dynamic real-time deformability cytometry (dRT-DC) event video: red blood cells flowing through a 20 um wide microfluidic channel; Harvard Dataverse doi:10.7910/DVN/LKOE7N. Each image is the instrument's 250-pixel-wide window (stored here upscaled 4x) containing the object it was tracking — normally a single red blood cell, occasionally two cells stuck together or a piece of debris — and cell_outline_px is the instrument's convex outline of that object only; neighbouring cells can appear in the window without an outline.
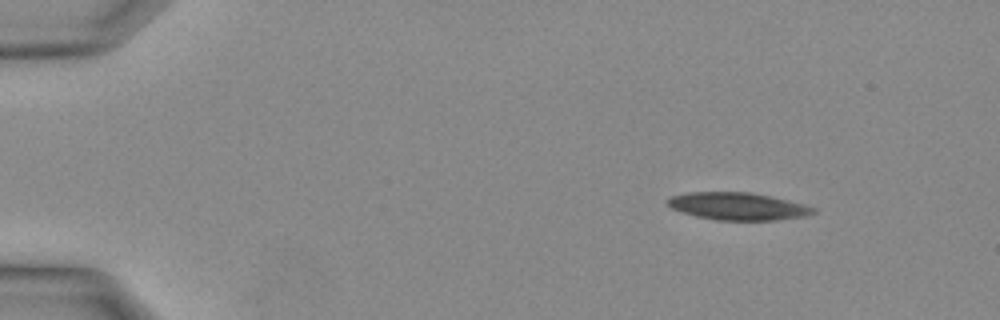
{"species": "Egyptian fruit bat (a non-hibernating species)", "species_latin": "Rousettus aegyptiacus", "temperature_condition": "warm", "stored_images_in_passage": 27, "camera_frame_rate_fps": 3000, "um_per_image_px": 0.085, "animal": {"sex": "female"}, "frame": {"image": 1, "passage_image": 1, "time_ms": 0.0, "image_size_px": [1000, 320], "cell_outline_px": [[816, 212], [804, 216], [776, 220], [716, 220], [696, 216], [672, 208], [668, 204], [668, 196], [688, 192], [752, 192], [772, 196], [804, 204], [816, 208]], "centroid_in_image_um": [62.73, 17.52], "position_along_channel_um": 22.3, "area_um2": 23.29}}
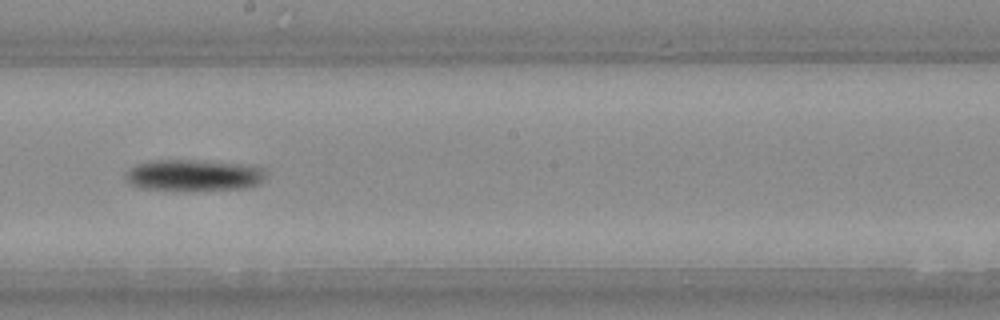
{"frame": {"image": 2, "passage_image": 16, "time_ms": 5.0, "image_size_px": [1000, 320], "cell_outline_px": [[264, 176], [256, 184], [240, 188], [140, 188], [132, 184], [124, 176], [136, 164], [152, 160], [192, 160], [256, 164], [264, 168]], "centroid_in_image_um": [16.5, 14.83], "position_along_channel_um": 231.7, "area_um2": 24.68}}
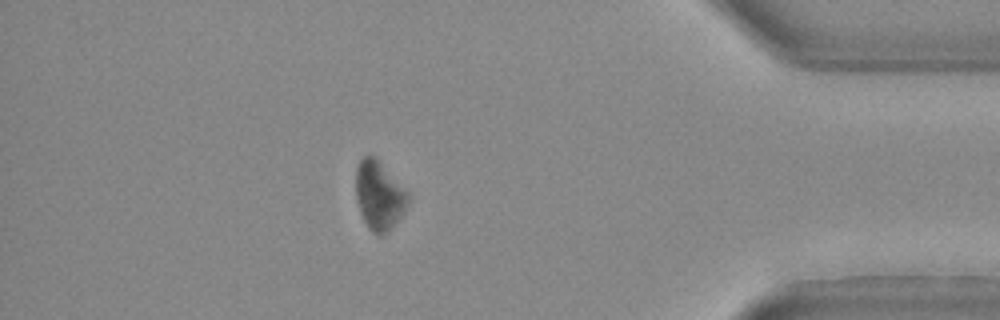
{"frame": {"image": 3, "passage_image": 26, "time_ms": 8.333, "image_size_px": [1000, 320], "cell_outline_px": [[408, 200], [404, 208], [388, 232], [380, 236], [372, 232], [368, 228], [360, 212], [356, 200], [356, 168], [360, 160], [364, 156], [372, 156], [380, 164], [408, 196]], "centroid_in_image_um": [32.14, 16.67], "position_along_channel_um": 403.1, "area_um2": 19.71}}